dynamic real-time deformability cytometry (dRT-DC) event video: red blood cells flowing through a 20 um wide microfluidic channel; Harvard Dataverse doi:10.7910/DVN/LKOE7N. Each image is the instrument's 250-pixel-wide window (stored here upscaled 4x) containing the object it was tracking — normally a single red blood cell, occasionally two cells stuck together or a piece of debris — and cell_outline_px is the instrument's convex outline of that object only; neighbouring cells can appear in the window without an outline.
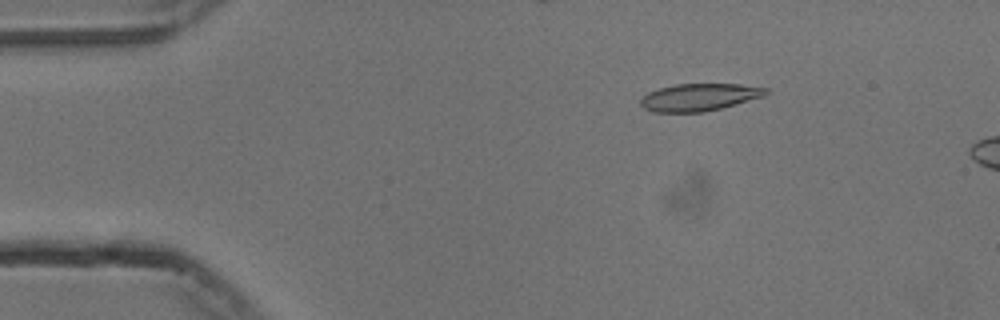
{"species": "common noctule bat (a hibernating species)", "species_latin": "Nyctalus noctula", "temperature_condition": "cold", "stored_images_in_passage": 14, "camera_frame_rate_fps": 3000, "um_per_image_px": 0.085, "animal": {"sex": "male", "body_mass_g": 13.3}, "frame": {"image": 1, "passage_image": 8, "time_ms": 2.333, "image_size_px": [1000, 320], "cell_outline_px": [[768, 92], [764, 96], [736, 104], [704, 112], [652, 112], [644, 108], [640, 104], [640, 100], [648, 92], [660, 88], [676, 84], [740, 84], [768, 88]], "centroid_in_image_um": [59.43, 8.26], "position_along_channel_um": 25.6, "area_um2": 19.88}}